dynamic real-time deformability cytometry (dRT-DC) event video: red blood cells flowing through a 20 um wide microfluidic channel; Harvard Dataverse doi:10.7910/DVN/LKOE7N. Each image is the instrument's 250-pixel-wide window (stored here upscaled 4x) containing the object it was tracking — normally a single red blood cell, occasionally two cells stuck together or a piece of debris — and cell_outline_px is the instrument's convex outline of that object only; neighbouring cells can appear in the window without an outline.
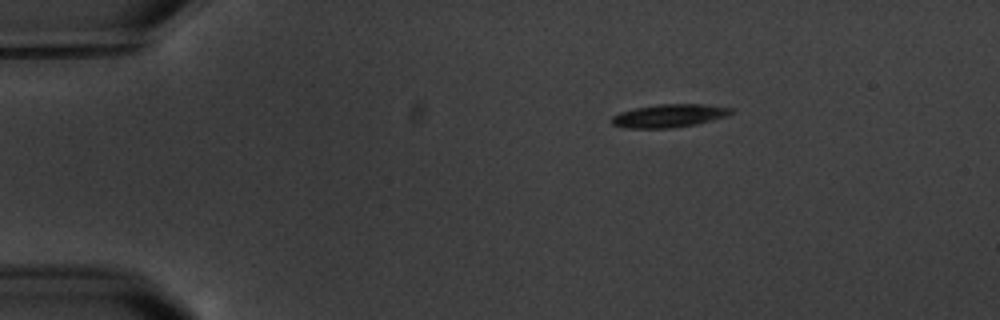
{"species": "common noctule bat (a hibernating species)", "species_latin": "Nyctalus noctula", "temperature_condition": "warm", "stored_images_in_passage": 6, "camera_frame_rate_fps": 3000, "um_per_image_px": 0.085, "animal": {"sex": "male", "body_mass_g": 20.1, "forearm_length_mm": 53.5}, "frame": {"image": 1, "passage_image": 1, "time_ms": 0.0, "image_size_px": [1000, 320], "cell_outline_px": [[732, 112], [728, 116], [696, 124], [672, 128], [624, 128], [612, 124], [612, 116], [620, 112], [636, 108], [660, 104], [700, 104], [732, 108]], "centroid_in_image_um": [56.87, 9.84], "position_along_channel_um": 28.1, "area_um2": 15.95}}
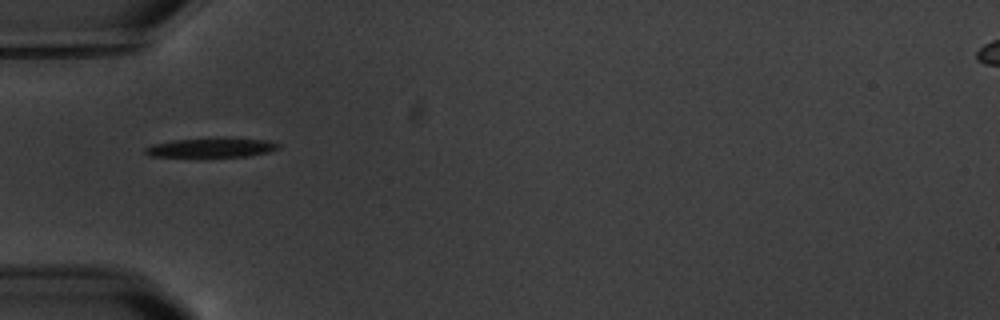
{"frame": {"image": 2, "passage_image": 3, "time_ms": 3.0, "image_size_px": [1000, 320], "cell_outline_px": [[280, 148], [268, 152], [248, 156], [148, 156], [144, 152], [144, 148], [152, 144], [172, 140], [224, 136], [228, 136], [268, 140], [280, 144]], "centroid_in_image_um": [18.01, 12.51], "position_along_channel_um": 67.0, "area_um2": 15.49}}